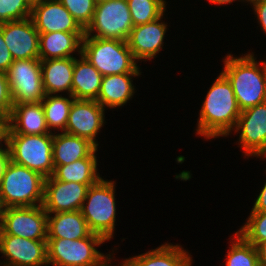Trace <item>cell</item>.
I'll return each mask as SVG.
<instances>
[{"label":"cell","mask_w":266,"mask_h":266,"mask_svg":"<svg viewBox=\"0 0 266 266\" xmlns=\"http://www.w3.org/2000/svg\"><path fill=\"white\" fill-rule=\"evenodd\" d=\"M114 184V181L101 178L91 185L80 210L91 232L102 236L106 241L113 238L116 226Z\"/></svg>","instance_id":"7"},{"label":"cell","mask_w":266,"mask_h":266,"mask_svg":"<svg viewBox=\"0 0 266 266\" xmlns=\"http://www.w3.org/2000/svg\"><path fill=\"white\" fill-rule=\"evenodd\" d=\"M133 27L127 1L106 0L96 3L92 20L85 29V35L127 41Z\"/></svg>","instance_id":"8"},{"label":"cell","mask_w":266,"mask_h":266,"mask_svg":"<svg viewBox=\"0 0 266 266\" xmlns=\"http://www.w3.org/2000/svg\"><path fill=\"white\" fill-rule=\"evenodd\" d=\"M105 241L95 233L77 240L47 238L48 266H110L111 254L105 256L96 249Z\"/></svg>","instance_id":"4"},{"label":"cell","mask_w":266,"mask_h":266,"mask_svg":"<svg viewBox=\"0 0 266 266\" xmlns=\"http://www.w3.org/2000/svg\"><path fill=\"white\" fill-rule=\"evenodd\" d=\"M234 130L245 156L266 158V101L242 110Z\"/></svg>","instance_id":"11"},{"label":"cell","mask_w":266,"mask_h":266,"mask_svg":"<svg viewBox=\"0 0 266 266\" xmlns=\"http://www.w3.org/2000/svg\"><path fill=\"white\" fill-rule=\"evenodd\" d=\"M81 54L103 75L141 73L127 41L84 36Z\"/></svg>","instance_id":"5"},{"label":"cell","mask_w":266,"mask_h":266,"mask_svg":"<svg viewBox=\"0 0 266 266\" xmlns=\"http://www.w3.org/2000/svg\"><path fill=\"white\" fill-rule=\"evenodd\" d=\"M6 121V134H53L47 126L41 102L13 104L10 116Z\"/></svg>","instance_id":"18"},{"label":"cell","mask_w":266,"mask_h":266,"mask_svg":"<svg viewBox=\"0 0 266 266\" xmlns=\"http://www.w3.org/2000/svg\"><path fill=\"white\" fill-rule=\"evenodd\" d=\"M6 129H7V121L0 118V150L3 148L2 141H6Z\"/></svg>","instance_id":"39"},{"label":"cell","mask_w":266,"mask_h":266,"mask_svg":"<svg viewBox=\"0 0 266 266\" xmlns=\"http://www.w3.org/2000/svg\"><path fill=\"white\" fill-rule=\"evenodd\" d=\"M0 252L6 258L3 266H48L47 240L0 234Z\"/></svg>","instance_id":"12"},{"label":"cell","mask_w":266,"mask_h":266,"mask_svg":"<svg viewBox=\"0 0 266 266\" xmlns=\"http://www.w3.org/2000/svg\"><path fill=\"white\" fill-rule=\"evenodd\" d=\"M242 1V0H241ZM244 1V0H243ZM245 1H247V2H250V4L252 3H254V2H256V1H259V0H245Z\"/></svg>","instance_id":"43"},{"label":"cell","mask_w":266,"mask_h":266,"mask_svg":"<svg viewBox=\"0 0 266 266\" xmlns=\"http://www.w3.org/2000/svg\"><path fill=\"white\" fill-rule=\"evenodd\" d=\"M94 184L64 182L45 178L43 208L47 213L81 210L88 188Z\"/></svg>","instance_id":"13"},{"label":"cell","mask_w":266,"mask_h":266,"mask_svg":"<svg viewBox=\"0 0 266 266\" xmlns=\"http://www.w3.org/2000/svg\"><path fill=\"white\" fill-rule=\"evenodd\" d=\"M3 37L14 60L39 59V32L31 17L4 22Z\"/></svg>","instance_id":"15"},{"label":"cell","mask_w":266,"mask_h":266,"mask_svg":"<svg viewBox=\"0 0 266 266\" xmlns=\"http://www.w3.org/2000/svg\"><path fill=\"white\" fill-rule=\"evenodd\" d=\"M47 0H28V2L31 4V6L37 4V3H41Z\"/></svg>","instance_id":"42"},{"label":"cell","mask_w":266,"mask_h":266,"mask_svg":"<svg viewBox=\"0 0 266 266\" xmlns=\"http://www.w3.org/2000/svg\"><path fill=\"white\" fill-rule=\"evenodd\" d=\"M96 1V3H98V2H101V1H106V0H95Z\"/></svg>","instance_id":"45"},{"label":"cell","mask_w":266,"mask_h":266,"mask_svg":"<svg viewBox=\"0 0 266 266\" xmlns=\"http://www.w3.org/2000/svg\"><path fill=\"white\" fill-rule=\"evenodd\" d=\"M178 244H163L156 249L147 251L123 262L127 266H191L192 258Z\"/></svg>","instance_id":"24"},{"label":"cell","mask_w":266,"mask_h":266,"mask_svg":"<svg viewBox=\"0 0 266 266\" xmlns=\"http://www.w3.org/2000/svg\"><path fill=\"white\" fill-rule=\"evenodd\" d=\"M14 59L3 37V23L0 24V71L7 72Z\"/></svg>","instance_id":"34"},{"label":"cell","mask_w":266,"mask_h":266,"mask_svg":"<svg viewBox=\"0 0 266 266\" xmlns=\"http://www.w3.org/2000/svg\"><path fill=\"white\" fill-rule=\"evenodd\" d=\"M5 145L9 150V159L13 163L27 167L45 178L52 176L53 134H6Z\"/></svg>","instance_id":"6"},{"label":"cell","mask_w":266,"mask_h":266,"mask_svg":"<svg viewBox=\"0 0 266 266\" xmlns=\"http://www.w3.org/2000/svg\"><path fill=\"white\" fill-rule=\"evenodd\" d=\"M80 57H74L71 95L78 100L96 101L103 75L82 54Z\"/></svg>","instance_id":"23"},{"label":"cell","mask_w":266,"mask_h":266,"mask_svg":"<svg viewBox=\"0 0 266 266\" xmlns=\"http://www.w3.org/2000/svg\"><path fill=\"white\" fill-rule=\"evenodd\" d=\"M44 183L45 177L41 174L9 160L0 178V196L4 207L42 205Z\"/></svg>","instance_id":"3"},{"label":"cell","mask_w":266,"mask_h":266,"mask_svg":"<svg viewBox=\"0 0 266 266\" xmlns=\"http://www.w3.org/2000/svg\"><path fill=\"white\" fill-rule=\"evenodd\" d=\"M4 209H5V207L2 203L1 196H0V225H1V222L3 219Z\"/></svg>","instance_id":"41"},{"label":"cell","mask_w":266,"mask_h":266,"mask_svg":"<svg viewBox=\"0 0 266 266\" xmlns=\"http://www.w3.org/2000/svg\"><path fill=\"white\" fill-rule=\"evenodd\" d=\"M85 30L90 24L96 6L95 0H58Z\"/></svg>","instance_id":"32"},{"label":"cell","mask_w":266,"mask_h":266,"mask_svg":"<svg viewBox=\"0 0 266 266\" xmlns=\"http://www.w3.org/2000/svg\"><path fill=\"white\" fill-rule=\"evenodd\" d=\"M6 75L13 104L38 103L46 96L40 59L14 60Z\"/></svg>","instance_id":"9"},{"label":"cell","mask_w":266,"mask_h":266,"mask_svg":"<svg viewBox=\"0 0 266 266\" xmlns=\"http://www.w3.org/2000/svg\"><path fill=\"white\" fill-rule=\"evenodd\" d=\"M140 73H124L103 76L100 93L96 101L105 109V107H121L130 100L135 93V88L131 80L133 76L137 77Z\"/></svg>","instance_id":"22"},{"label":"cell","mask_w":266,"mask_h":266,"mask_svg":"<svg viewBox=\"0 0 266 266\" xmlns=\"http://www.w3.org/2000/svg\"><path fill=\"white\" fill-rule=\"evenodd\" d=\"M241 114L230 81L221 72L203 101L197 134L206 139L227 136Z\"/></svg>","instance_id":"1"},{"label":"cell","mask_w":266,"mask_h":266,"mask_svg":"<svg viewBox=\"0 0 266 266\" xmlns=\"http://www.w3.org/2000/svg\"><path fill=\"white\" fill-rule=\"evenodd\" d=\"M74 57L41 60L43 87L46 94L72 92Z\"/></svg>","instance_id":"21"},{"label":"cell","mask_w":266,"mask_h":266,"mask_svg":"<svg viewBox=\"0 0 266 266\" xmlns=\"http://www.w3.org/2000/svg\"><path fill=\"white\" fill-rule=\"evenodd\" d=\"M230 245L226 257V266H260L257 249L247 242L238 232Z\"/></svg>","instance_id":"28"},{"label":"cell","mask_w":266,"mask_h":266,"mask_svg":"<svg viewBox=\"0 0 266 266\" xmlns=\"http://www.w3.org/2000/svg\"><path fill=\"white\" fill-rule=\"evenodd\" d=\"M162 17L163 15L154 21L132 28L127 44L137 61L150 60L160 52L168 26L161 22Z\"/></svg>","instance_id":"17"},{"label":"cell","mask_w":266,"mask_h":266,"mask_svg":"<svg viewBox=\"0 0 266 266\" xmlns=\"http://www.w3.org/2000/svg\"><path fill=\"white\" fill-rule=\"evenodd\" d=\"M235 0H209V2L213 3V4H217V5H225V4H231V2H233Z\"/></svg>","instance_id":"40"},{"label":"cell","mask_w":266,"mask_h":266,"mask_svg":"<svg viewBox=\"0 0 266 266\" xmlns=\"http://www.w3.org/2000/svg\"><path fill=\"white\" fill-rule=\"evenodd\" d=\"M9 160H10L9 159V150H8L7 146L5 145V149L3 147L0 150V178L3 174L5 166Z\"/></svg>","instance_id":"37"},{"label":"cell","mask_w":266,"mask_h":266,"mask_svg":"<svg viewBox=\"0 0 266 266\" xmlns=\"http://www.w3.org/2000/svg\"><path fill=\"white\" fill-rule=\"evenodd\" d=\"M120 266H127L124 262H121Z\"/></svg>","instance_id":"44"},{"label":"cell","mask_w":266,"mask_h":266,"mask_svg":"<svg viewBox=\"0 0 266 266\" xmlns=\"http://www.w3.org/2000/svg\"><path fill=\"white\" fill-rule=\"evenodd\" d=\"M254 14L257 15L262 30L266 33V0H259L253 4Z\"/></svg>","instance_id":"35"},{"label":"cell","mask_w":266,"mask_h":266,"mask_svg":"<svg viewBox=\"0 0 266 266\" xmlns=\"http://www.w3.org/2000/svg\"><path fill=\"white\" fill-rule=\"evenodd\" d=\"M95 150L89 157L76 160L67 165H54L52 176L59 181L95 184L102 177L97 173V156Z\"/></svg>","instance_id":"26"},{"label":"cell","mask_w":266,"mask_h":266,"mask_svg":"<svg viewBox=\"0 0 266 266\" xmlns=\"http://www.w3.org/2000/svg\"><path fill=\"white\" fill-rule=\"evenodd\" d=\"M31 13L28 0H0V24L29 18Z\"/></svg>","instance_id":"31"},{"label":"cell","mask_w":266,"mask_h":266,"mask_svg":"<svg viewBox=\"0 0 266 266\" xmlns=\"http://www.w3.org/2000/svg\"><path fill=\"white\" fill-rule=\"evenodd\" d=\"M47 212L42 205L4 209L0 234L33 240H47Z\"/></svg>","instance_id":"10"},{"label":"cell","mask_w":266,"mask_h":266,"mask_svg":"<svg viewBox=\"0 0 266 266\" xmlns=\"http://www.w3.org/2000/svg\"><path fill=\"white\" fill-rule=\"evenodd\" d=\"M258 259L260 261V266H266V242L259 243L256 246Z\"/></svg>","instance_id":"38"},{"label":"cell","mask_w":266,"mask_h":266,"mask_svg":"<svg viewBox=\"0 0 266 266\" xmlns=\"http://www.w3.org/2000/svg\"><path fill=\"white\" fill-rule=\"evenodd\" d=\"M237 232L255 247L266 242V212H251L245 225Z\"/></svg>","instance_id":"30"},{"label":"cell","mask_w":266,"mask_h":266,"mask_svg":"<svg viewBox=\"0 0 266 266\" xmlns=\"http://www.w3.org/2000/svg\"><path fill=\"white\" fill-rule=\"evenodd\" d=\"M70 98V99H69ZM69 98L62 97V95L46 94L42 99L41 104L44 109L45 119L49 131L59 129L65 132L68 122L69 112L75 99L72 95ZM51 129V130H50Z\"/></svg>","instance_id":"27"},{"label":"cell","mask_w":266,"mask_h":266,"mask_svg":"<svg viewBox=\"0 0 266 266\" xmlns=\"http://www.w3.org/2000/svg\"><path fill=\"white\" fill-rule=\"evenodd\" d=\"M104 110L95 100L74 99L65 132L85 138L98 148L96 135L105 124Z\"/></svg>","instance_id":"14"},{"label":"cell","mask_w":266,"mask_h":266,"mask_svg":"<svg viewBox=\"0 0 266 266\" xmlns=\"http://www.w3.org/2000/svg\"><path fill=\"white\" fill-rule=\"evenodd\" d=\"M13 107L9 82L5 72L0 71V118L7 120Z\"/></svg>","instance_id":"33"},{"label":"cell","mask_w":266,"mask_h":266,"mask_svg":"<svg viewBox=\"0 0 266 266\" xmlns=\"http://www.w3.org/2000/svg\"><path fill=\"white\" fill-rule=\"evenodd\" d=\"M31 19L39 33L55 31L85 33V30L58 0H47L33 5Z\"/></svg>","instance_id":"16"},{"label":"cell","mask_w":266,"mask_h":266,"mask_svg":"<svg viewBox=\"0 0 266 266\" xmlns=\"http://www.w3.org/2000/svg\"><path fill=\"white\" fill-rule=\"evenodd\" d=\"M133 25L145 24L165 14V0H126Z\"/></svg>","instance_id":"29"},{"label":"cell","mask_w":266,"mask_h":266,"mask_svg":"<svg viewBox=\"0 0 266 266\" xmlns=\"http://www.w3.org/2000/svg\"><path fill=\"white\" fill-rule=\"evenodd\" d=\"M255 60L249 52L242 57L228 54L223 61L222 73L230 81L241 111L266 101V61L259 64Z\"/></svg>","instance_id":"2"},{"label":"cell","mask_w":266,"mask_h":266,"mask_svg":"<svg viewBox=\"0 0 266 266\" xmlns=\"http://www.w3.org/2000/svg\"><path fill=\"white\" fill-rule=\"evenodd\" d=\"M53 133V163L67 165L76 160L89 157L97 147L85 138L66 132Z\"/></svg>","instance_id":"25"},{"label":"cell","mask_w":266,"mask_h":266,"mask_svg":"<svg viewBox=\"0 0 266 266\" xmlns=\"http://www.w3.org/2000/svg\"><path fill=\"white\" fill-rule=\"evenodd\" d=\"M251 212H266V182L255 200Z\"/></svg>","instance_id":"36"},{"label":"cell","mask_w":266,"mask_h":266,"mask_svg":"<svg viewBox=\"0 0 266 266\" xmlns=\"http://www.w3.org/2000/svg\"><path fill=\"white\" fill-rule=\"evenodd\" d=\"M47 214V238L77 240L92 233L80 210Z\"/></svg>","instance_id":"20"},{"label":"cell","mask_w":266,"mask_h":266,"mask_svg":"<svg viewBox=\"0 0 266 266\" xmlns=\"http://www.w3.org/2000/svg\"><path fill=\"white\" fill-rule=\"evenodd\" d=\"M85 33L60 32L39 33V59L73 57L75 50L81 55Z\"/></svg>","instance_id":"19"}]
</instances>
